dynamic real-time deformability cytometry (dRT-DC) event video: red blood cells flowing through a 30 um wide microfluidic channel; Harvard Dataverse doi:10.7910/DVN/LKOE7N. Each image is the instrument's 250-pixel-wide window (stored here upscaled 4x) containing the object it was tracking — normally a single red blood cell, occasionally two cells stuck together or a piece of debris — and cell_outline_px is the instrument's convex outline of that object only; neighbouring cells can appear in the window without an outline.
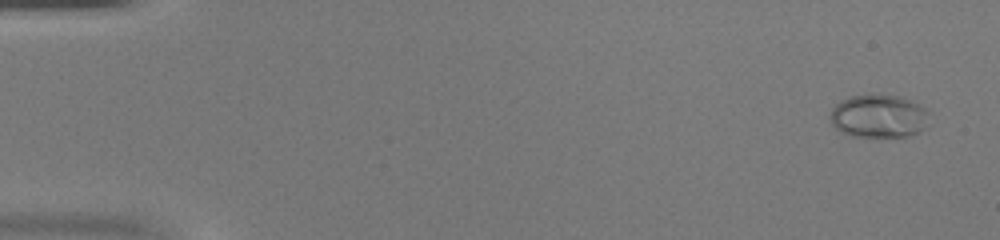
{"species": "common noctule bat (a hibernating species)", "species_latin": "Nyctalus noctula", "temperature_condition": "warm", "stored_images_in_passage": 47, "camera_frame_rate_fps": 3000, "um_per_image_px": 0.085, "animal": {"sex": "female", "body_mass_g": 20.0, "forearm_length_mm": 54.0}, "frame": {"image": 1, "passage_image": 2, "time_ms": 0.333, "image_size_px": [1000, 240], "cell_outline_px": [[928, 112], [924, 128], [908, 136], [852, 136], [840, 132], [832, 124], [828, 116], [832, 108], [840, 100], [852, 96], [900, 96], [912, 100], [920, 104]], "centroid_in_image_um": [74.64, 9.88], "position_along_channel_um": 10.4, "area_um2": 24.57}}
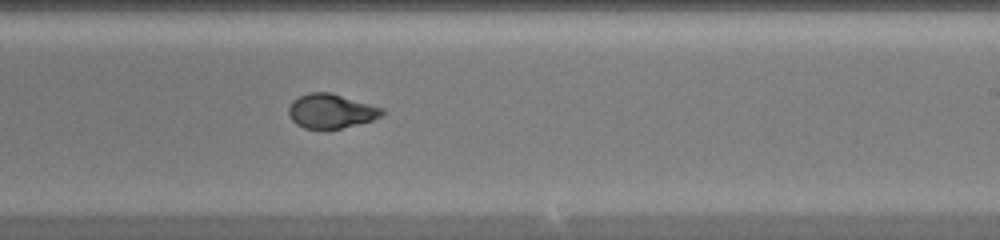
{"frame": {"image": 2, "passage_image": 29, "time_ms": 9.333, "image_size_px": [1000, 240], "cell_outline_px": [[384, 112], [380, 116], [372, 120], [340, 128], [304, 128], [296, 124], [292, 120], [288, 112], [288, 108], [292, 100], [308, 92], [328, 92], [384, 108]], "centroid_in_image_um": [28.1, 9.43], "position_along_channel_um": 260.9, "area_um2": 18.38}}
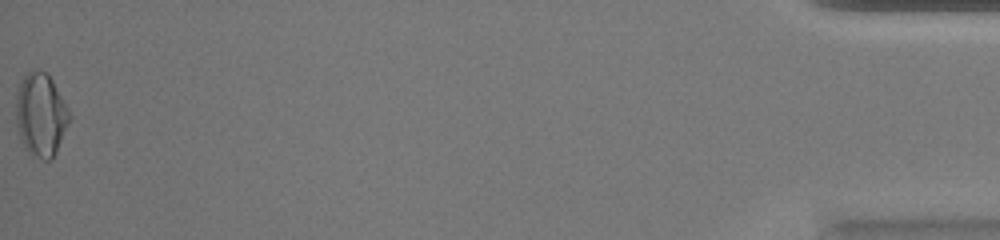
{"frame": {"image": 3, "passage_image": 47, "time_ms": 15.333, "image_size_px": [1000, 240], "cell_outline_px": [[72, 116], [56, 152], [52, 160], [44, 160], [28, 152], [20, 136], [16, 124], [16, 96], [20, 84], [24, 76], [32, 68], [36, 68], [44, 72], [52, 80]], "centroid_in_image_um": [3.47, 9.75], "position_along_channel_um": 431.7, "area_um2": 25.72}}